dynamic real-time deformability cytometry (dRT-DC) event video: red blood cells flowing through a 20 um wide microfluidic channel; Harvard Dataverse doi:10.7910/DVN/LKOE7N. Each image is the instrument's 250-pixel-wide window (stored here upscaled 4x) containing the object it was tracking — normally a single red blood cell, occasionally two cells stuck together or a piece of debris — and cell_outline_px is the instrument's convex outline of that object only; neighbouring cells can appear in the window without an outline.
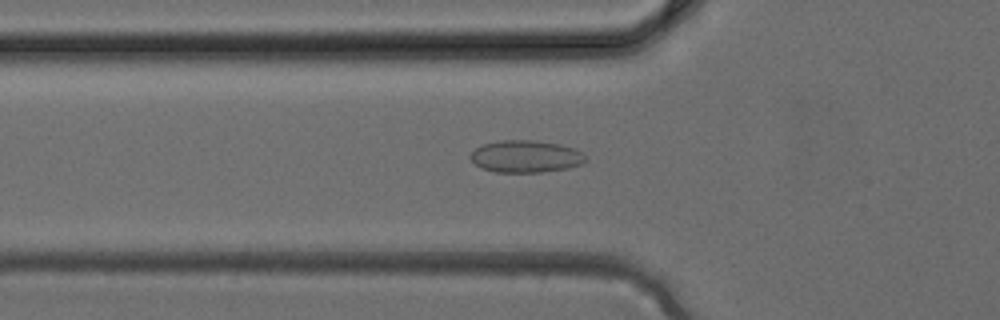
{"species": "common noctule bat (a hibernating species)", "species_latin": "Nyctalus noctula", "temperature_condition": "cold", "stored_images_in_passage": 28, "camera_frame_rate_fps": 3000, "um_per_image_px": 0.085, "animal": {"sex": "female", "body_mass_g": 24.6, "forearm_length_mm": 56.2}, "frame": {"image": 1, "passage_image": 4, "time_ms": 1.0, "image_size_px": [1000, 320], "cell_outline_px": [[584, 160], [580, 164], [568, 168], [540, 172], [496, 172], [480, 168], [468, 156], [476, 148], [484, 144], [500, 140], [536, 140], [560, 144], [572, 148], [580, 152], [584, 156]], "centroid_in_image_um": [44.64, 13.29], "position_along_channel_um": 81.2, "area_um2": 21.39}}
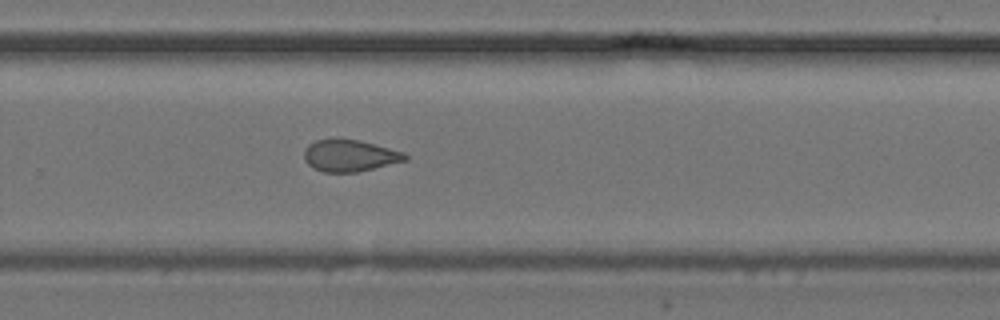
{"frame": {"image": 2, "passage_image": 16, "time_ms": 5.0, "image_size_px": [1000, 320], "cell_outline_px": [[408, 160], [356, 172], [324, 172], [312, 168], [304, 160], [304, 148], [308, 144], [316, 140], [336, 136], [360, 140], [404, 152], [408, 156]], "centroid_in_image_um": [29.68, 13.19], "position_along_channel_um": 300.1, "area_um2": 19.19}}
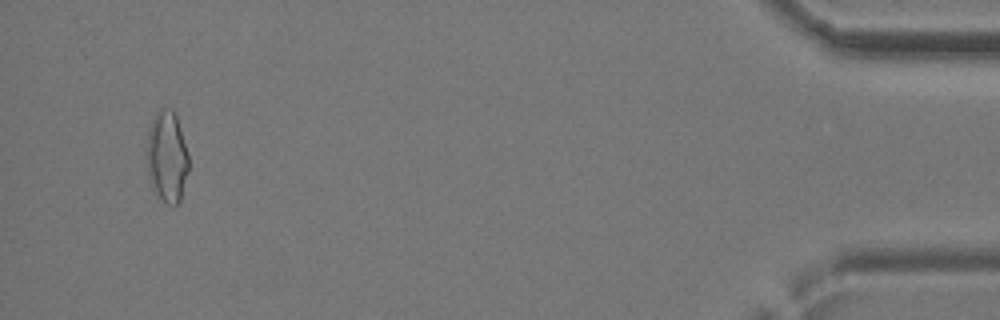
{"frame": {"image": 3, "passage_image": 27, "time_ms": 8.667, "image_size_px": [1000, 320], "cell_outline_px": [[188, 172], [180, 200], [176, 204], [168, 204], [156, 192], [148, 180], [144, 156], [144, 152], [148, 128], [156, 112], [160, 108], [172, 108], [176, 116], [188, 152]], "centroid_in_image_um": [14.14, 13.28], "position_along_channel_um": 421.1, "area_um2": 22.77}}